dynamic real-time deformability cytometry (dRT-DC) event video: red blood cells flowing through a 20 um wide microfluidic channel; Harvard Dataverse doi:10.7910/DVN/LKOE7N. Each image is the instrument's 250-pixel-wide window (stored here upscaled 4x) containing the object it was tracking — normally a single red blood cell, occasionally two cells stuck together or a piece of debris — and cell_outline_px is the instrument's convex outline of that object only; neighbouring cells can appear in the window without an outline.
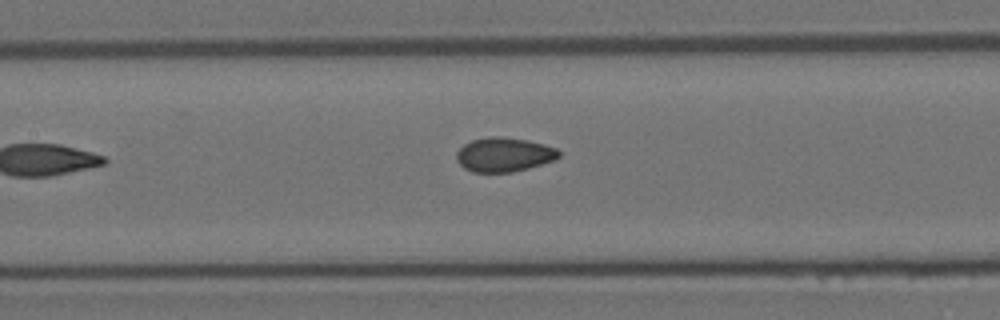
{"species": "Egyptian fruit bat (a non-hibernating species)", "species_latin": "Rousettus aegyptiacus", "temperature_condition": "room temperature", "stored_images_in_passage": 7, "camera_frame_rate_fps": 3000, "um_per_image_px": 0.085, "animal": {"sex": "female"}, "frame": {"image": 1, "passage_image": 7, "time_ms": 2.0, "image_size_px": [1000, 320], "cell_outline_px": [[560, 156], [556, 160], [528, 168], [512, 172], [472, 172], [464, 168], [456, 160], [456, 152], [464, 144], [472, 140], [488, 136], [500, 136], [524, 140], [544, 144], [556, 148], [560, 152]], "centroid_in_image_um": [42.83, 13.14], "position_along_channel_um": 164.6, "area_um2": 20.46}}